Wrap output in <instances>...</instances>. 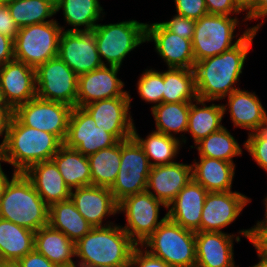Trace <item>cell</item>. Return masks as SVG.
<instances>
[{
    "label": "cell",
    "mask_w": 267,
    "mask_h": 267,
    "mask_svg": "<svg viewBox=\"0 0 267 267\" xmlns=\"http://www.w3.org/2000/svg\"><path fill=\"white\" fill-rule=\"evenodd\" d=\"M256 35L254 32H249L232 49L195 62L193 70L199 99L219 101L240 89L234 84L239 82L246 57Z\"/></svg>",
    "instance_id": "cell-1"
},
{
    "label": "cell",
    "mask_w": 267,
    "mask_h": 267,
    "mask_svg": "<svg viewBox=\"0 0 267 267\" xmlns=\"http://www.w3.org/2000/svg\"><path fill=\"white\" fill-rule=\"evenodd\" d=\"M62 145L55 135L27 127L12 114L1 146V161L24 173L33 164L52 160Z\"/></svg>",
    "instance_id": "cell-2"
},
{
    "label": "cell",
    "mask_w": 267,
    "mask_h": 267,
    "mask_svg": "<svg viewBox=\"0 0 267 267\" xmlns=\"http://www.w3.org/2000/svg\"><path fill=\"white\" fill-rule=\"evenodd\" d=\"M136 246L118 224L93 227L75 243L77 265L128 267Z\"/></svg>",
    "instance_id": "cell-3"
},
{
    "label": "cell",
    "mask_w": 267,
    "mask_h": 267,
    "mask_svg": "<svg viewBox=\"0 0 267 267\" xmlns=\"http://www.w3.org/2000/svg\"><path fill=\"white\" fill-rule=\"evenodd\" d=\"M0 199V218L36 232L49 225V206L24 173H12Z\"/></svg>",
    "instance_id": "cell-4"
},
{
    "label": "cell",
    "mask_w": 267,
    "mask_h": 267,
    "mask_svg": "<svg viewBox=\"0 0 267 267\" xmlns=\"http://www.w3.org/2000/svg\"><path fill=\"white\" fill-rule=\"evenodd\" d=\"M262 22V23H261ZM253 27H248L236 39L234 31L239 25L237 17L206 14L200 19L196 20L195 30L192 38V49L195 62L213 57L228 51L241 42V40L249 33L257 32L265 23L261 21Z\"/></svg>",
    "instance_id": "cell-5"
},
{
    "label": "cell",
    "mask_w": 267,
    "mask_h": 267,
    "mask_svg": "<svg viewBox=\"0 0 267 267\" xmlns=\"http://www.w3.org/2000/svg\"><path fill=\"white\" fill-rule=\"evenodd\" d=\"M140 246L171 267L196 265L195 232L183 228L168 217Z\"/></svg>",
    "instance_id": "cell-6"
},
{
    "label": "cell",
    "mask_w": 267,
    "mask_h": 267,
    "mask_svg": "<svg viewBox=\"0 0 267 267\" xmlns=\"http://www.w3.org/2000/svg\"><path fill=\"white\" fill-rule=\"evenodd\" d=\"M146 25L147 23L133 19L113 24H97L93 31L102 64L121 68L124 58L146 42Z\"/></svg>",
    "instance_id": "cell-7"
},
{
    "label": "cell",
    "mask_w": 267,
    "mask_h": 267,
    "mask_svg": "<svg viewBox=\"0 0 267 267\" xmlns=\"http://www.w3.org/2000/svg\"><path fill=\"white\" fill-rule=\"evenodd\" d=\"M64 28L56 20L19 28L14 40L15 59L36 69L49 59L57 57Z\"/></svg>",
    "instance_id": "cell-8"
},
{
    "label": "cell",
    "mask_w": 267,
    "mask_h": 267,
    "mask_svg": "<svg viewBox=\"0 0 267 267\" xmlns=\"http://www.w3.org/2000/svg\"><path fill=\"white\" fill-rule=\"evenodd\" d=\"M160 206H167L147 190L128 196L118 203V213H124L127 223L121 226L131 240L141 245L167 218V213L159 220Z\"/></svg>",
    "instance_id": "cell-9"
},
{
    "label": "cell",
    "mask_w": 267,
    "mask_h": 267,
    "mask_svg": "<svg viewBox=\"0 0 267 267\" xmlns=\"http://www.w3.org/2000/svg\"><path fill=\"white\" fill-rule=\"evenodd\" d=\"M151 164L144 150L132 137L121 141V162L116 181L110 188L117 203L147 190Z\"/></svg>",
    "instance_id": "cell-10"
},
{
    "label": "cell",
    "mask_w": 267,
    "mask_h": 267,
    "mask_svg": "<svg viewBox=\"0 0 267 267\" xmlns=\"http://www.w3.org/2000/svg\"><path fill=\"white\" fill-rule=\"evenodd\" d=\"M37 97L76 106L78 75L59 57L35 69Z\"/></svg>",
    "instance_id": "cell-11"
},
{
    "label": "cell",
    "mask_w": 267,
    "mask_h": 267,
    "mask_svg": "<svg viewBox=\"0 0 267 267\" xmlns=\"http://www.w3.org/2000/svg\"><path fill=\"white\" fill-rule=\"evenodd\" d=\"M71 106L39 97L17 106L13 115L25 126L55 135L64 143L67 132Z\"/></svg>",
    "instance_id": "cell-12"
},
{
    "label": "cell",
    "mask_w": 267,
    "mask_h": 267,
    "mask_svg": "<svg viewBox=\"0 0 267 267\" xmlns=\"http://www.w3.org/2000/svg\"><path fill=\"white\" fill-rule=\"evenodd\" d=\"M119 140L111 133L96 126L92 116L81 107L72 108L64 145L85 156L109 148Z\"/></svg>",
    "instance_id": "cell-13"
},
{
    "label": "cell",
    "mask_w": 267,
    "mask_h": 267,
    "mask_svg": "<svg viewBox=\"0 0 267 267\" xmlns=\"http://www.w3.org/2000/svg\"><path fill=\"white\" fill-rule=\"evenodd\" d=\"M131 107V95L127 92L124 96L95 101L83 108L92 116L96 126L123 141L132 138L133 134Z\"/></svg>",
    "instance_id": "cell-14"
},
{
    "label": "cell",
    "mask_w": 267,
    "mask_h": 267,
    "mask_svg": "<svg viewBox=\"0 0 267 267\" xmlns=\"http://www.w3.org/2000/svg\"><path fill=\"white\" fill-rule=\"evenodd\" d=\"M58 56L79 76L103 66L95 33L90 31H62Z\"/></svg>",
    "instance_id": "cell-15"
},
{
    "label": "cell",
    "mask_w": 267,
    "mask_h": 267,
    "mask_svg": "<svg viewBox=\"0 0 267 267\" xmlns=\"http://www.w3.org/2000/svg\"><path fill=\"white\" fill-rule=\"evenodd\" d=\"M251 198L238 191L208 192L201 217V231L224 232L241 214Z\"/></svg>",
    "instance_id": "cell-16"
},
{
    "label": "cell",
    "mask_w": 267,
    "mask_h": 267,
    "mask_svg": "<svg viewBox=\"0 0 267 267\" xmlns=\"http://www.w3.org/2000/svg\"><path fill=\"white\" fill-rule=\"evenodd\" d=\"M0 92L12 111L37 96L35 69L13 59L0 66Z\"/></svg>",
    "instance_id": "cell-17"
},
{
    "label": "cell",
    "mask_w": 267,
    "mask_h": 267,
    "mask_svg": "<svg viewBox=\"0 0 267 267\" xmlns=\"http://www.w3.org/2000/svg\"><path fill=\"white\" fill-rule=\"evenodd\" d=\"M120 67L103 65L78 76L76 106L83 108L92 102L124 96L125 83L117 77Z\"/></svg>",
    "instance_id": "cell-18"
},
{
    "label": "cell",
    "mask_w": 267,
    "mask_h": 267,
    "mask_svg": "<svg viewBox=\"0 0 267 267\" xmlns=\"http://www.w3.org/2000/svg\"><path fill=\"white\" fill-rule=\"evenodd\" d=\"M146 42H154L157 54L168 68H194L192 41L170 32L161 22L147 23Z\"/></svg>",
    "instance_id": "cell-19"
},
{
    "label": "cell",
    "mask_w": 267,
    "mask_h": 267,
    "mask_svg": "<svg viewBox=\"0 0 267 267\" xmlns=\"http://www.w3.org/2000/svg\"><path fill=\"white\" fill-rule=\"evenodd\" d=\"M70 199L78 212L93 226L104 227L113 222L104 219L118 213V203L113 197L110 188L96 185L82 186L71 190ZM103 224V225H102Z\"/></svg>",
    "instance_id": "cell-20"
},
{
    "label": "cell",
    "mask_w": 267,
    "mask_h": 267,
    "mask_svg": "<svg viewBox=\"0 0 267 267\" xmlns=\"http://www.w3.org/2000/svg\"><path fill=\"white\" fill-rule=\"evenodd\" d=\"M195 267H238L234 261V240L240 236L225 232L196 231ZM235 238V239H234Z\"/></svg>",
    "instance_id": "cell-21"
},
{
    "label": "cell",
    "mask_w": 267,
    "mask_h": 267,
    "mask_svg": "<svg viewBox=\"0 0 267 267\" xmlns=\"http://www.w3.org/2000/svg\"><path fill=\"white\" fill-rule=\"evenodd\" d=\"M191 179V164L174 162L156 165L151 167L148 175L147 191L168 206Z\"/></svg>",
    "instance_id": "cell-22"
},
{
    "label": "cell",
    "mask_w": 267,
    "mask_h": 267,
    "mask_svg": "<svg viewBox=\"0 0 267 267\" xmlns=\"http://www.w3.org/2000/svg\"><path fill=\"white\" fill-rule=\"evenodd\" d=\"M208 191L193 179L167 206V217L185 229L201 231V217Z\"/></svg>",
    "instance_id": "cell-23"
},
{
    "label": "cell",
    "mask_w": 267,
    "mask_h": 267,
    "mask_svg": "<svg viewBox=\"0 0 267 267\" xmlns=\"http://www.w3.org/2000/svg\"><path fill=\"white\" fill-rule=\"evenodd\" d=\"M24 175L32 182L37 193L49 207L54 203L70 199L71 189L63 180L53 160L31 165Z\"/></svg>",
    "instance_id": "cell-24"
},
{
    "label": "cell",
    "mask_w": 267,
    "mask_h": 267,
    "mask_svg": "<svg viewBox=\"0 0 267 267\" xmlns=\"http://www.w3.org/2000/svg\"><path fill=\"white\" fill-rule=\"evenodd\" d=\"M227 97V103L222 104L224 114L229 110L233 126L249 130L248 134L252 133L267 115L255 92L238 89Z\"/></svg>",
    "instance_id": "cell-25"
},
{
    "label": "cell",
    "mask_w": 267,
    "mask_h": 267,
    "mask_svg": "<svg viewBox=\"0 0 267 267\" xmlns=\"http://www.w3.org/2000/svg\"><path fill=\"white\" fill-rule=\"evenodd\" d=\"M192 165V179L208 192L232 191L235 163L199 156Z\"/></svg>",
    "instance_id": "cell-26"
},
{
    "label": "cell",
    "mask_w": 267,
    "mask_h": 267,
    "mask_svg": "<svg viewBox=\"0 0 267 267\" xmlns=\"http://www.w3.org/2000/svg\"><path fill=\"white\" fill-rule=\"evenodd\" d=\"M34 249L58 267L76 265L72 259L76 257L75 243L50 225L35 232Z\"/></svg>",
    "instance_id": "cell-27"
},
{
    "label": "cell",
    "mask_w": 267,
    "mask_h": 267,
    "mask_svg": "<svg viewBox=\"0 0 267 267\" xmlns=\"http://www.w3.org/2000/svg\"><path fill=\"white\" fill-rule=\"evenodd\" d=\"M35 232L0 218V264H15L34 250Z\"/></svg>",
    "instance_id": "cell-28"
},
{
    "label": "cell",
    "mask_w": 267,
    "mask_h": 267,
    "mask_svg": "<svg viewBox=\"0 0 267 267\" xmlns=\"http://www.w3.org/2000/svg\"><path fill=\"white\" fill-rule=\"evenodd\" d=\"M55 10L56 14L62 10L64 21L72 27L64 31L93 30L105 15L99 0H55Z\"/></svg>",
    "instance_id": "cell-29"
},
{
    "label": "cell",
    "mask_w": 267,
    "mask_h": 267,
    "mask_svg": "<svg viewBox=\"0 0 267 267\" xmlns=\"http://www.w3.org/2000/svg\"><path fill=\"white\" fill-rule=\"evenodd\" d=\"M206 102L211 101L197 98L190 102L187 132L191 134L193 144L224 127L221 123L224 117L222 104L212 103L207 106Z\"/></svg>",
    "instance_id": "cell-30"
},
{
    "label": "cell",
    "mask_w": 267,
    "mask_h": 267,
    "mask_svg": "<svg viewBox=\"0 0 267 267\" xmlns=\"http://www.w3.org/2000/svg\"><path fill=\"white\" fill-rule=\"evenodd\" d=\"M52 160L71 190L92 185L90 164L87 156L63 144Z\"/></svg>",
    "instance_id": "cell-31"
},
{
    "label": "cell",
    "mask_w": 267,
    "mask_h": 267,
    "mask_svg": "<svg viewBox=\"0 0 267 267\" xmlns=\"http://www.w3.org/2000/svg\"><path fill=\"white\" fill-rule=\"evenodd\" d=\"M49 225L77 243L93 226L78 212L71 199L49 207Z\"/></svg>",
    "instance_id": "cell-32"
},
{
    "label": "cell",
    "mask_w": 267,
    "mask_h": 267,
    "mask_svg": "<svg viewBox=\"0 0 267 267\" xmlns=\"http://www.w3.org/2000/svg\"><path fill=\"white\" fill-rule=\"evenodd\" d=\"M137 131L134 125L132 137L142 147L152 167L175 162L173 160L182 147V141L179 139L180 137H171L163 133L152 131L144 139L140 137Z\"/></svg>",
    "instance_id": "cell-33"
},
{
    "label": "cell",
    "mask_w": 267,
    "mask_h": 267,
    "mask_svg": "<svg viewBox=\"0 0 267 267\" xmlns=\"http://www.w3.org/2000/svg\"><path fill=\"white\" fill-rule=\"evenodd\" d=\"M155 120L156 132L175 137L180 135L182 144H186L185 133L187 132L188 118L190 112V102L161 103L151 108ZM175 134V135H173ZM184 137V138H183Z\"/></svg>",
    "instance_id": "cell-34"
},
{
    "label": "cell",
    "mask_w": 267,
    "mask_h": 267,
    "mask_svg": "<svg viewBox=\"0 0 267 267\" xmlns=\"http://www.w3.org/2000/svg\"><path fill=\"white\" fill-rule=\"evenodd\" d=\"M92 185L111 188L116 181L121 162V141L88 156Z\"/></svg>",
    "instance_id": "cell-35"
},
{
    "label": "cell",
    "mask_w": 267,
    "mask_h": 267,
    "mask_svg": "<svg viewBox=\"0 0 267 267\" xmlns=\"http://www.w3.org/2000/svg\"><path fill=\"white\" fill-rule=\"evenodd\" d=\"M197 98L193 69L168 68L164 71L163 103L192 102Z\"/></svg>",
    "instance_id": "cell-36"
},
{
    "label": "cell",
    "mask_w": 267,
    "mask_h": 267,
    "mask_svg": "<svg viewBox=\"0 0 267 267\" xmlns=\"http://www.w3.org/2000/svg\"><path fill=\"white\" fill-rule=\"evenodd\" d=\"M240 146L228 129L223 127L190 147L196 148L199 156L234 163L233 158L242 155Z\"/></svg>",
    "instance_id": "cell-37"
},
{
    "label": "cell",
    "mask_w": 267,
    "mask_h": 267,
    "mask_svg": "<svg viewBox=\"0 0 267 267\" xmlns=\"http://www.w3.org/2000/svg\"><path fill=\"white\" fill-rule=\"evenodd\" d=\"M10 14L19 28L55 21V0H14L8 3ZM49 20H46V19Z\"/></svg>",
    "instance_id": "cell-38"
},
{
    "label": "cell",
    "mask_w": 267,
    "mask_h": 267,
    "mask_svg": "<svg viewBox=\"0 0 267 267\" xmlns=\"http://www.w3.org/2000/svg\"><path fill=\"white\" fill-rule=\"evenodd\" d=\"M163 84L164 72L151 68L141 74L136 88L142 100L155 104L151 106L152 108L162 103Z\"/></svg>",
    "instance_id": "cell-39"
},
{
    "label": "cell",
    "mask_w": 267,
    "mask_h": 267,
    "mask_svg": "<svg viewBox=\"0 0 267 267\" xmlns=\"http://www.w3.org/2000/svg\"><path fill=\"white\" fill-rule=\"evenodd\" d=\"M161 23L170 32L192 41L196 20L175 14L170 20Z\"/></svg>",
    "instance_id": "cell-40"
},
{
    "label": "cell",
    "mask_w": 267,
    "mask_h": 267,
    "mask_svg": "<svg viewBox=\"0 0 267 267\" xmlns=\"http://www.w3.org/2000/svg\"><path fill=\"white\" fill-rule=\"evenodd\" d=\"M176 13L186 18L198 20L208 14L205 0H174Z\"/></svg>",
    "instance_id": "cell-41"
},
{
    "label": "cell",
    "mask_w": 267,
    "mask_h": 267,
    "mask_svg": "<svg viewBox=\"0 0 267 267\" xmlns=\"http://www.w3.org/2000/svg\"><path fill=\"white\" fill-rule=\"evenodd\" d=\"M243 146L252 156L258 166L267 172V140L261 138H248Z\"/></svg>",
    "instance_id": "cell-42"
},
{
    "label": "cell",
    "mask_w": 267,
    "mask_h": 267,
    "mask_svg": "<svg viewBox=\"0 0 267 267\" xmlns=\"http://www.w3.org/2000/svg\"><path fill=\"white\" fill-rule=\"evenodd\" d=\"M128 267H171L163 260L149 254L141 246H136L131 254Z\"/></svg>",
    "instance_id": "cell-43"
},
{
    "label": "cell",
    "mask_w": 267,
    "mask_h": 267,
    "mask_svg": "<svg viewBox=\"0 0 267 267\" xmlns=\"http://www.w3.org/2000/svg\"><path fill=\"white\" fill-rule=\"evenodd\" d=\"M238 234L252 241L267 256V224H256L249 229L239 230Z\"/></svg>",
    "instance_id": "cell-44"
},
{
    "label": "cell",
    "mask_w": 267,
    "mask_h": 267,
    "mask_svg": "<svg viewBox=\"0 0 267 267\" xmlns=\"http://www.w3.org/2000/svg\"><path fill=\"white\" fill-rule=\"evenodd\" d=\"M205 3L208 14L232 16L242 12L234 0H205Z\"/></svg>",
    "instance_id": "cell-45"
},
{
    "label": "cell",
    "mask_w": 267,
    "mask_h": 267,
    "mask_svg": "<svg viewBox=\"0 0 267 267\" xmlns=\"http://www.w3.org/2000/svg\"><path fill=\"white\" fill-rule=\"evenodd\" d=\"M18 31L19 27L10 14L8 4L0 3V34L15 40Z\"/></svg>",
    "instance_id": "cell-46"
},
{
    "label": "cell",
    "mask_w": 267,
    "mask_h": 267,
    "mask_svg": "<svg viewBox=\"0 0 267 267\" xmlns=\"http://www.w3.org/2000/svg\"><path fill=\"white\" fill-rule=\"evenodd\" d=\"M15 265L17 267H58L35 249L19 259Z\"/></svg>",
    "instance_id": "cell-47"
},
{
    "label": "cell",
    "mask_w": 267,
    "mask_h": 267,
    "mask_svg": "<svg viewBox=\"0 0 267 267\" xmlns=\"http://www.w3.org/2000/svg\"><path fill=\"white\" fill-rule=\"evenodd\" d=\"M15 59L14 40L0 34V66Z\"/></svg>",
    "instance_id": "cell-48"
},
{
    "label": "cell",
    "mask_w": 267,
    "mask_h": 267,
    "mask_svg": "<svg viewBox=\"0 0 267 267\" xmlns=\"http://www.w3.org/2000/svg\"><path fill=\"white\" fill-rule=\"evenodd\" d=\"M13 111L8 106H0V136L3 135V140L0 147L4 144L7 136V129Z\"/></svg>",
    "instance_id": "cell-49"
},
{
    "label": "cell",
    "mask_w": 267,
    "mask_h": 267,
    "mask_svg": "<svg viewBox=\"0 0 267 267\" xmlns=\"http://www.w3.org/2000/svg\"><path fill=\"white\" fill-rule=\"evenodd\" d=\"M267 16V0H259L256 7L248 14L245 15L242 21L258 20L259 18L265 19Z\"/></svg>",
    "instance_id": "cell-50"
},
{
    "label": "cell",
    "mask_w": 267,
    "mask_h": 267,
    "mask_svg": "<svg viewBox=\"0 0 267 267\" xmlns=\"http://www.w3.org/2000/svg\"><path fill=\"white\" fill-rule=\"evenodd\" d=\"M248 138H261L262 140H267V115L256 129L248 134Z\"/></svg>",
    "instance_id": "cell-51"
},
{
    "label": "cell",
    "mask_w": 267,
    "mask_h": 267,
    "mask_svg": "<svg viewBox=\"0 0 267 267\" xmlns=\"http://www.w3.org/2000/svg\"><path fill=\"white\" fill-rule=\"evenodd\" d=\"M238 8L248 15L257 5L259 0H234Z\"/></svg>",
    "instance_id": "cell-52"
},
{
    "label": "cell",
    "mask_w": 267,
    "mask_h": 267,
    "mask_svg": "<svg viewBox=\"0 0 267 267\" xmlns=\"http://www.w3.org/2000/svg\"><path fill=\"white\" fill-rule=\"evenodd\" d=\"M2 161H0V199L4 194L5 188L7 186V184L9 183V181L11 180L8 175L5 174V172H3V168L1 166Z\"/></svg>",
    "instance_id": "cell-53"
},
{
    "label": "cell",
    "mask_w": 267,
    "mask_h": 267,
    "mask_svg": "<svg viewBox=\"0 0 267 267\" xmlns=\"http://www.w3.org/2000/svg\"><path fill=\"white\" fill-rule=\"evenodd\" d=\"M252 245L257 251V256L259 257V262L251 267H267V256L252 242Z\"/></svg>",
    "instance_id": "cell-54"
},
{
    "label": "cell",
    "mask_w": 267,
    "mask_h": 267,
    "mask_svg": "<svg viewBox=\"0 0 267 267\" xmlns=\"http://www.w3.org/2000/svg\"><path fill=\"white\" fill-rule=\"evenodd\" d=\"M264 205H265V215H264V219L261 221H257L256 224H267V196L263 199Z\"/></svg>",
    "instance_id": "cell-55"
},
{
    "label": "cell",
    "mask_w": 267,
    "mask_h": 267,
    "mask_svg": "<svg viewBox=\"0 0 267 267\" xmlns=\"http://www.w3.org/2000/svg\"><path fill=\"white\" fill-rule=\"evenodd\" d=\"M14 0H0V3L8 4L10 2H13Z\"/></svg>",
    "instance_id": "cell-56"
},
{
    "label": "cell",
    "mask_w": 267,
    "mask_h": 267,
    "mask_svg": "<svg viewBox=\"0 0 267 267\" xmlns=\"http://www.w3.org/2000/svg\"><path fill=\"white\" fill-rule=\"evenodd\" d=\"M3 267H17L15 264H3Z\"/></svg>",
    "instance_id": "cell-57"
},
{
    "label": "cell",
    "mask_w": 267,
    "mask_h": 267,
    "mask_svg": "<svg viewBox=\"0 0 267 267\" xmlns=\"http://www.w3.org/2000/svg\"><path fill=\"white\" fill-rule=\"evenodd\" d=\"M0 106H7L4 104L3 100H2V97H1V92H0Z\"/></svg>",
    "instance_id": "cell-58"
},
{
    "label": "cell",
    "mask_w": 267,
    "mask_h": 267,
    "mask_svg": "<svg viewBox=\"0 0 267 267\" xmlns=\"http://www.w3.org/2000/svg\"><path fill=\"white\" fill-rule=\"evenodd\" d=\"M78 267H103V266L78 265Z\"/></svg>",
    "instance_id": "cell-59"
}]
</instances>
